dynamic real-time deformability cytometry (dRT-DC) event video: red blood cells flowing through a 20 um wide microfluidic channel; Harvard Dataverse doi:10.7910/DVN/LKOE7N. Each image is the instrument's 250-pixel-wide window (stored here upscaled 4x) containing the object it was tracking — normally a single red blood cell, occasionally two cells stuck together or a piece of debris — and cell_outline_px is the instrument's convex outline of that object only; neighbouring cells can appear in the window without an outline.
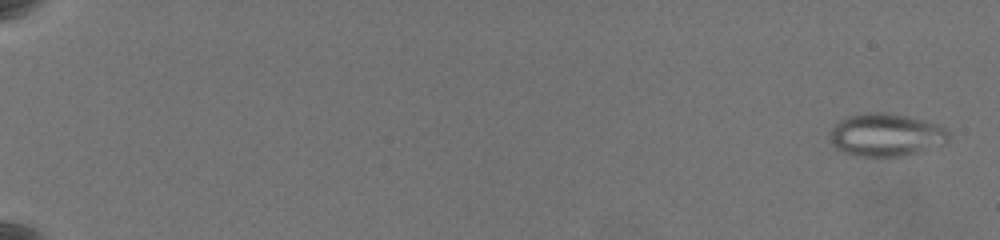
{"species": "common noctule bat (a hibernating species)", "species_latin": "Nyctalus noctula", "temperature_condition": "warm", "stored_images_in_passage": 64, "camera_frame_rate_fps": 3000, "um_per_image_px": 0.085, "animal": {"sex": "female", "body_mass_g": 19.5, "forearm_length_mm": 54.1}, "frame": {"image": 1, "passage_image": 3, "time_ms": 0.667, "image_size_px": [1000, 240], "cell_outline_px": [[948, 140], [944, 144], [916, 152], [900, 156], [860, 156], [844, 152], [836, 148], [828, 140], [832, 128], [840, 120], [848, 116], [880, 112], [904, 116], [924, 120], [936, 124], [944, 128], [948, 132]], "centroid_in_image_um": [75.28, 11.48], "position_along_channel_um": 9.7, "area_um2": 29.07}}
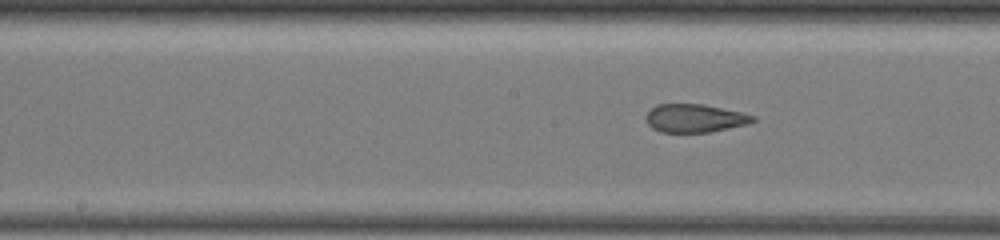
{"frame": {"image": 2, "passage_image": 37, "time_ms": 12.0, "image_size_px": [1000, 240], "cell_outline_px": [[756, 120], [744, 124], [728, 128], [708, 132], [660, 132], [652, 128], [648, 124], [648, 112], [656, 104], [704, 104], [740, 112], [756, 116]], "centroid_in_image_um": [59.05, 10.04], "position_along_channel_um": 189.2, "area_um2": 17.28}}
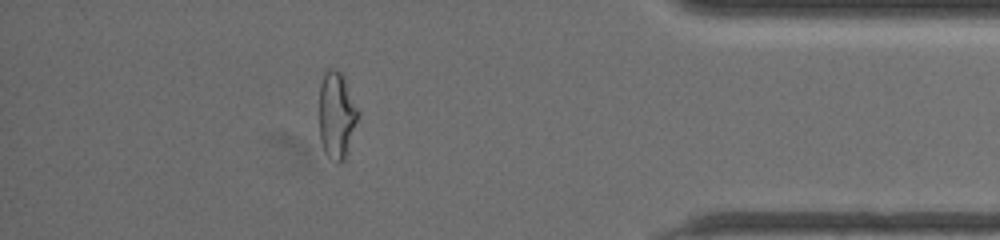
{"frame": {"image": 3, "passage_image": 58, "time_ms": 19.0, "image_size_px": [1000, 240], "cell_outline_px": [[360, 112], [344, 160], [340, 164], [336, 164], [324, 152], [320, 140], [320, 84], [324, 72], [328, 68], [336, 68], [344, 76]], "centroid_in_image_um": [28.62, 9.77], "position_along_channel_um": 406.6, "area_um2": 19.83}, "authors_computed_cell_mechanics": {"area_um2": 21.6461, "velocity_mm_per_s": 3.5158, "shape_relaxation_time_tau1_ms": null, "shape_relaxation_time_tau2_ms": 1.0259, "deformation_change_tau1": null, "deformation_change_tau2": 0.081}}